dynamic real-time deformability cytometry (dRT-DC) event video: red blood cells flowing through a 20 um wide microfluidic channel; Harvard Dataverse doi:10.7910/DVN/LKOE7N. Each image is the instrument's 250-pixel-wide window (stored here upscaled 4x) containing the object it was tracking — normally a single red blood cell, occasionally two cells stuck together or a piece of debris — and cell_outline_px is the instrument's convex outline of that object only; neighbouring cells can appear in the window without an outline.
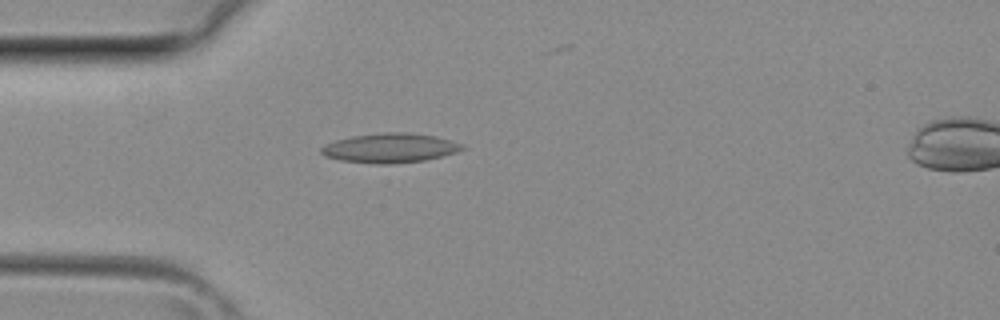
{"species": "common noctule bat (a hibernating species)", "species_latin": "Nyctalus noctula", "temperature_condition": "room temperature", "stored_images_in_passage": 8, "camera_frame_rate_fps": 3000, "um_per_image_px": 0.085, "animal": {"sex": "female", "body_mass_g": 29.2, "forearm_length_mm": 56.3}, "frame": {"image": 1, "passage_image": 4, "time_ms": 1.0, "image_size_px": [1000, 320], "cell_outline_px": [[468, 148], [456, 152], [424, 160], [392, 164], [376, 164], [340, 160], [324, 156], [320, 152], [320, 148], [324, 144], [336, 140], [352, 136], [384, 132], [408, 132], [436, 136], [464, 144]], "centroid_in_image_um": [33.15, 12.57], "position_along_channel_um": 51.9, "area_um2": 24.33}}
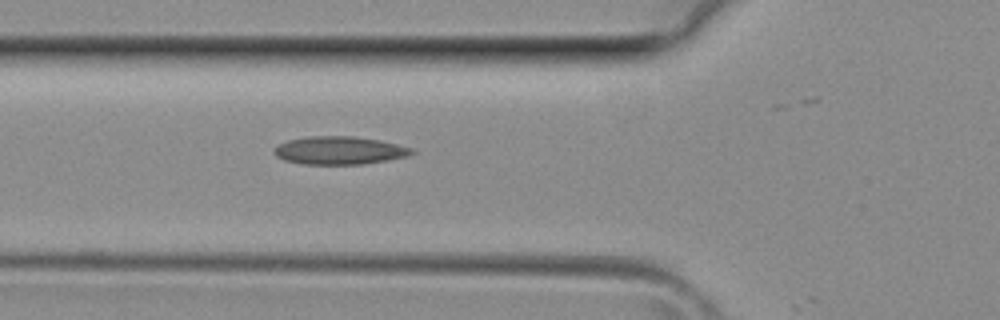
{"frame": {"image": 2, "passage_image": 7, "time_ms": 2.0, "image_size_px": [1000, 320], "cell_outline_px": [[416, 152], [408, 156], [388, 160], [360, 164], [304, 164], [284, 160], [276, 156], [272, 152], [272, 148], [276, 144], [288, 140], [308, 136], [352, 136], [380, 140], [416, 148]], "centroid_in_image_um": [28.85, 12.78], "position_along_channel_um": 97.0, "area_um2": 22.77}}